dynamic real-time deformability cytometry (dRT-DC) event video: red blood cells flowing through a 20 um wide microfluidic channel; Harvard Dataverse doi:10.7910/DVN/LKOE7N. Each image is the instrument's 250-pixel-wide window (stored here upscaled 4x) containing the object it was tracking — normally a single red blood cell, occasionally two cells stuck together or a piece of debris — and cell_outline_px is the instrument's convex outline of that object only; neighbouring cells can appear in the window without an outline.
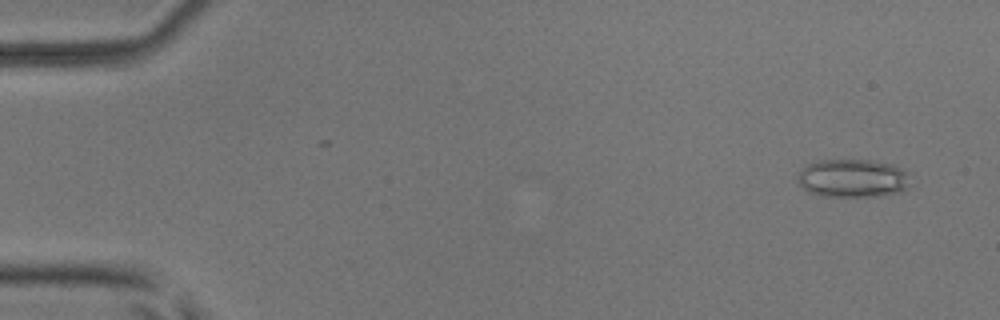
{"species": "common noctule bat (a hibernating species)", "species_latin": "Nyctalus noctula", "temperature_condition": "room temperature", "stored_images_in_passage": 6, "camera_frame_rate_fps": 3000, "um_per_image_px": 0.085, "animal": {"sex": "male", "body_mass_g": 17.9, "forearm_length_mm": 54.2}, "frame": {"image": 1, "passage_image": 1, "time_ms": 0.0, "image_size_px": [1000, 320], "cell_outline_px": [[908, 188], [900, 192], [880, 196], [820, 196], [808, 192], [800, 184], [800, 172], [808, 164], [820, 160], [868, 160], [892, 164], [900, 168], [904, 172], [908, 184]], "centroid_in_image_um": [72.47, 15.16], "position_along_channel_um": 12.5, "area_um2": 24.68}}
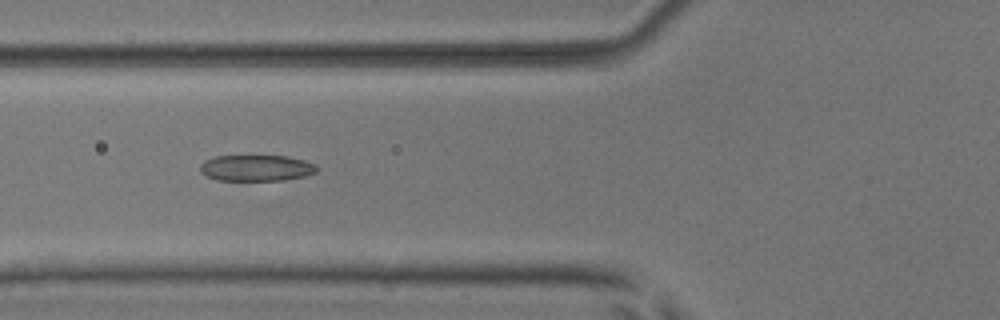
{"frame": {"image": 2, "passage_image": 6, "time_ms": 1.667, "image_size_px": [1000, 320], "cell_outline_px": [[320, 168], [316, 172], [304, 176], [284, 180], [216, 180], [200, 172], [200, 164], [204, 160], [216, 156], [288, 156], [304, 160], [316, 164]], "centroid_in_image_um": [21.81, 14.27], "position_along_channel_um": 104.0, "area_um2": 17.86}}